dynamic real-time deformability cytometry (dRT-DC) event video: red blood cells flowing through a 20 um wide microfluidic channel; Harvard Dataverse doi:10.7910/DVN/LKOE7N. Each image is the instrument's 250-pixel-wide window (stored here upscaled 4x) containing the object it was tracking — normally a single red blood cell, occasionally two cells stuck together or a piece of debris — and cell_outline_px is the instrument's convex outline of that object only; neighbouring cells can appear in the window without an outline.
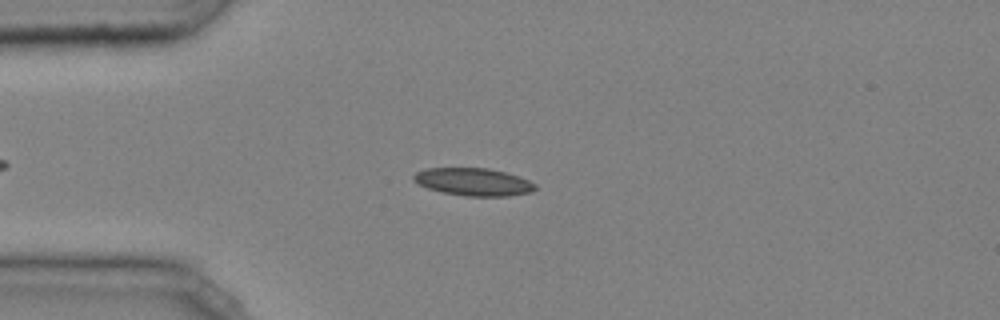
{"species": "common noctule bat (a hibernating species)", "species_latin": "Nyctalus noctula", "temperature_condition": "cold", "stored_images_in_passage": 45, "camera_frame_rate_fps": 3000, "um_per_image_px": 0.085, "animal": {"sex": "male", "body_mass_g": 20.4}, "frame": {"image": 1, "passage_image": 10, "time_ms": 3.0, "image_size_px": [1000, 320], "cell_outline_px": [[536, 188], [532, 192], [508, 196], [468, 196], [444, 192], [428, 188], [412, 180], [412, 176], [416, 172], [424, 168], [488, 168], [520, 176], [536, 184]], "centroid_in_image_um": [40.25, 15.45], "position_along_channel_um": 44.7, "area_um2": 19.54}}
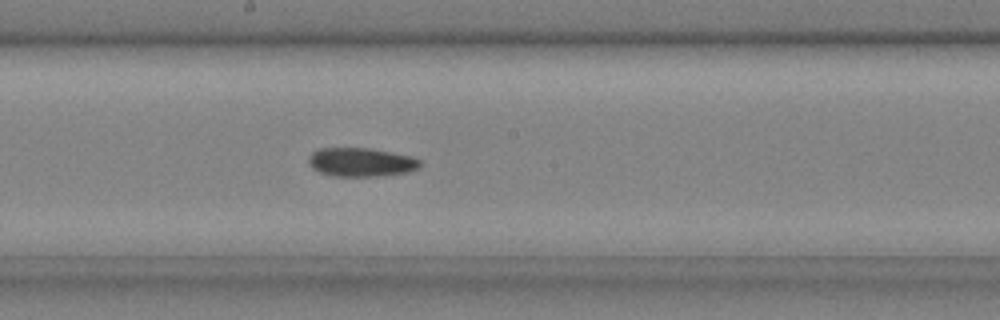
{"frame": {"image": 2, "passage_image": 24, "time_ms": 7.667, "image_size_px": [1000, 320], "cell_outline_px": [[420, 168], [408, 172], [376, 176], [332, 176], [320, 172], [312, 168], [308, 160], [308, 156], [316, 148], [372, 148], [412, 156], [420, 160]], "centroid_in_image_um": [30.68, 13.77], "position_along_channel_um": 217.5, "area_um2": 18.84}}
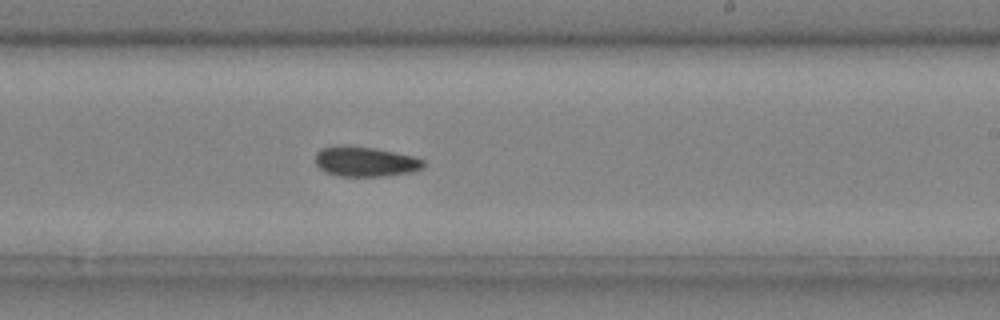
{"frame": {"image": 3, "passage_image": 27, "time_ms": 8.667, "image_size_px": [1000, 320], "cell_outline_px": [[424, 168], [412, 172], [384, 176], [340, 176], [324, 172], [316, 164], [316, 152], [320, 148], [340, 144], [348, 144], [372, 148], [412, 156], [424, 160]], "centroid_in_image_um": [31.01, 13.73], "position_along_channel_um": 258.0, "area_um2": 19.02}, "authors_computed_cell_mechanics": {"area_um2": 18.9006, "velocity_mm_per_s": 4.0505, "shape_relaxation_time_tau1_ms": null, "shape_relaxation_time_tau2_ms": 5.3559, "deformation_change_tau1": null, "deformation_change_tau2": 0.1026}}